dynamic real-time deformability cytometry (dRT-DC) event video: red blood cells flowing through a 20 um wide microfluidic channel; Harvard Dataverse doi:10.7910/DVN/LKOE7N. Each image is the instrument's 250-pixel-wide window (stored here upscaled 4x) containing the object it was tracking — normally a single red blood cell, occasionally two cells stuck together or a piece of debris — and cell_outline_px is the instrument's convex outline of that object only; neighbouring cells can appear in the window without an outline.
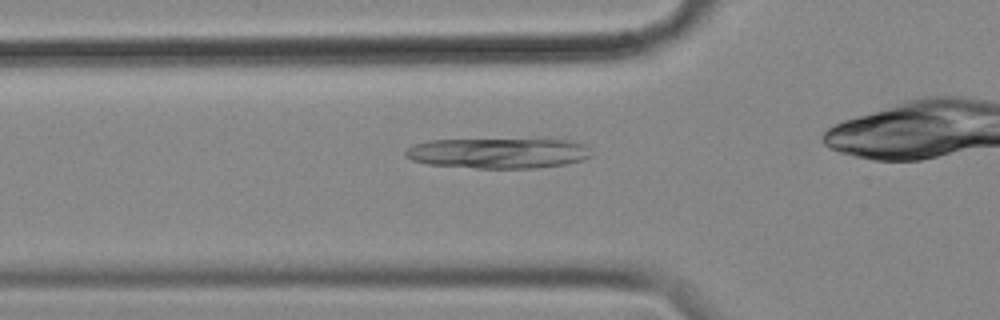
{"species": "common noctule bat (a hibernating species)", "species_latin": "Nyctalus noctula", "temperature_condition": "cold", "stored_images_in_passage": 32, "camera_frame_rate_fps": 3000, "um_per_image_px": 0.085, "animal": {"sex": "female", "body_mass_g": 18.4}, "frame": {"image": 1, "passage_image": 2, "time_ms": 0.333, "image_size_px": [1000, 320], "cell_outline_px": [[592, 156], [580, 160], [564, 164], [540, 168], [476, 168], [428, 164], [412, 160], [404, 156], [404, 152], [408, 148], [416, 144], [428, 140], [572, 140], [584, 144], [588, 148]], "centroid_in_image_um": [42.34, 13.02], "position_along_channel_um": 83.5, "area_um2": 32.66}}
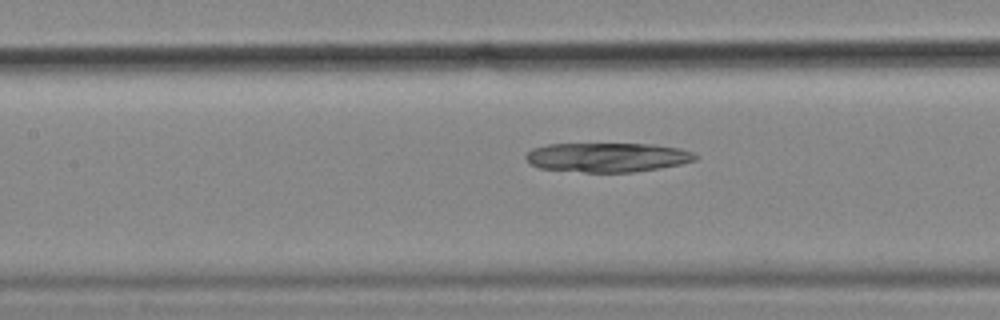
{"frame": {"image": 2, "passage_image": 8, "time_ms": 2.333, "image_size_px": [1000, 320], "cell_outline_px": [[700, 156], [696, 160], [680, 164], [660, 168], [632, 172], [584, 172], [540, 168], [532, 164], [524, 156], [532, 148], [548, 144], [652, 144], [680, 148], [692, 152]], "centroid_in_image_um": [51.66, 13.37], "position_along_channel_um": 155.7, "area_um2": 28.9}}
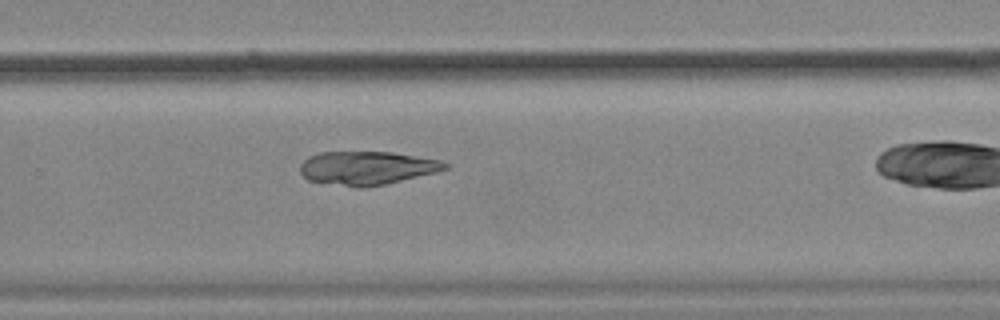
{"frame": {"image": 3, "passage_image": 20, "time_ms": 6.333, "image_size_px": [1000, 320], "cell_outline_px": [[448, 168], [436, 172], [384, 184], [364, 188], [356, 188], [308, 180], [300, 172], [300, 164], [308, 156], [320, 152], [392, 152], [440, 160], [448, 164]], "centroid_in_image_um": [31.16, 14.28], "position_along_channel_um": 298.6, "area_um2": 28.21}}